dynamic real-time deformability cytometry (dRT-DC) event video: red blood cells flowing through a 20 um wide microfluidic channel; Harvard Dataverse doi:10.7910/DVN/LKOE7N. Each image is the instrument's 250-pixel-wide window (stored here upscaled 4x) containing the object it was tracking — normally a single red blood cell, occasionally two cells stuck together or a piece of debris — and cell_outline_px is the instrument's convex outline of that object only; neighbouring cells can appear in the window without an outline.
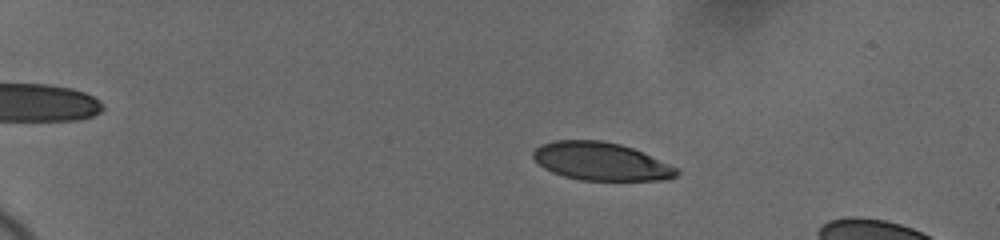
{"species": "human", "species_latin": "Homo sapiens", "temperature_condition": "cold", "stored_images_in_passage": 15, "camera_frame_rate_fps": 3000, "um_per_image_px": 0.085, "donor": {"sex": "female"}, "frame": {"image": 1, "passage_image": 7, "time_ms": 3.667, "image_size_px": [1000, 240], "cell_outline_px": [[680, 172], [676, 176], [668, 180], [580, 180], [564, 176], [552, 172], [544, 168], [532, 156], [532, 152], [540, 144], [552, 140], [600, 140], [620, 144], [632, 148], [680, 168]], "centroid_in_image_um": [51.1, 13.72], "position_along_channel_um": 33.9, "area_um2": 31.91}}
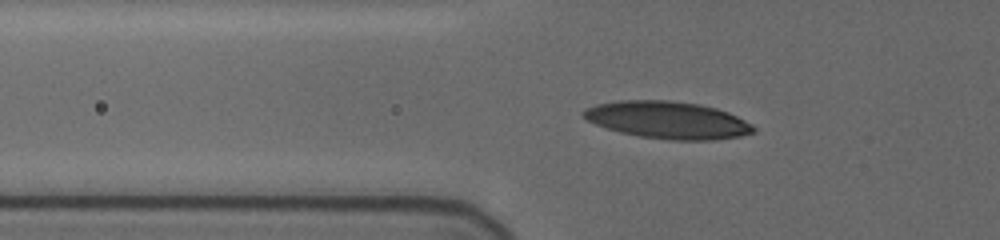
{"frame": {"image": 2, "passage_image": 13, "time_ms": 7.0, "image_size_px": [1000, 240], "cell_outline_px": [[756, 132], [740, 136], [716, 140], [668, 140], [640, 136], [620, 132], [596, 124], [580, 116], [580, 112], [584, 108], [596, 104], [620, 100], [668, 100], [700, 104], [716, 108], [728, 112], [752, 124], [756, 128]], "centroid_in_image_um": [56.75, 10.2], "position_along_channel_um": 69.1, "area_um2": 37.11}}